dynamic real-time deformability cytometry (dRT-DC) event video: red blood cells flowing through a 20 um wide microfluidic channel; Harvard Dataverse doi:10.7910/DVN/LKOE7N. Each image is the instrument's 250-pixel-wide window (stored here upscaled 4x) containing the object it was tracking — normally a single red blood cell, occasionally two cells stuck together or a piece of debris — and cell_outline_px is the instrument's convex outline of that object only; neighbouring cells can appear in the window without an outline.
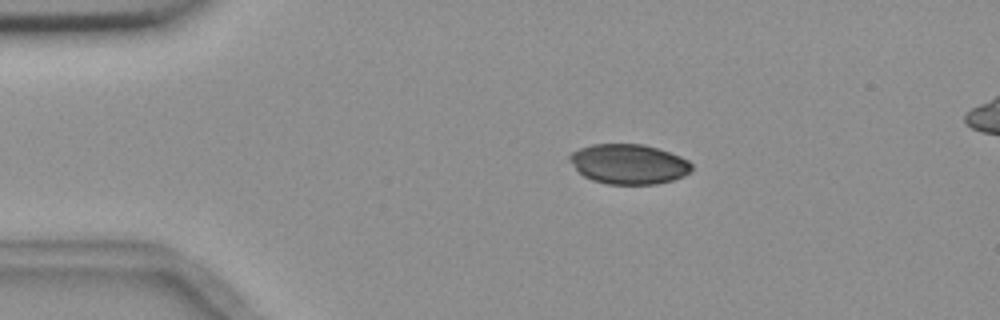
{"species": "common noctule bat (a hibernating species)", "species_latin": "Nyctalus noctula", "temperature_condition": "room temperature", "stored_images_in_passage": 4, "camera_frame_rate_fps": 3000, "um_per_image_px": 0.085, "animal": {"sex": "female", "body_mass_g": 18.4}, "frame": {"image": 1, "passage_image": 2, "time_ms": 1.333, "image_size_px": [1000, 320], "cell_outline_px": [[692, 172], [684, 176], [672, 180], [656, 184], [608, 184], [592, 180], [584, 176], [576, 168], [568, 156], [572, 152], [580, 148], [592, 144], [644, 144], [680, 156], [688, 160], [692, 164]], "centroid_in_image_um": [53.47, 13.95], "position_along_channel_um": 31.5, "area_um2": 28.26}}